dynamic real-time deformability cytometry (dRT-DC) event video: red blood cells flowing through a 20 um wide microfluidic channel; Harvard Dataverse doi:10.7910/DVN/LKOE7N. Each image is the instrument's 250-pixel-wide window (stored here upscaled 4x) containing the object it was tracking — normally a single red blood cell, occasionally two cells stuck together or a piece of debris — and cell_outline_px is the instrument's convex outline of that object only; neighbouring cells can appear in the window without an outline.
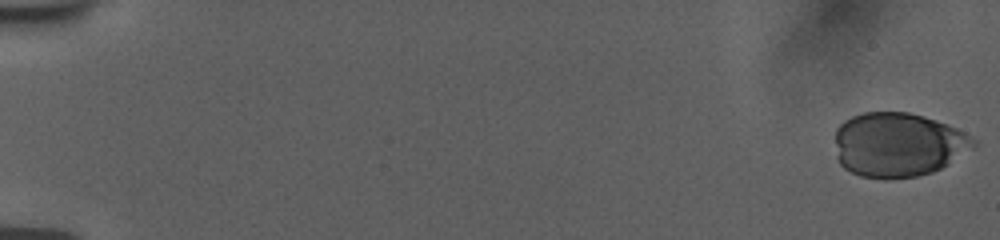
{"species": "human", "species_latin": "Homo sapiens", "temperature_condition": "room temperature", "stored_images_in_passage": 51, "camera_frame_rate_fps": 3000, "um_per_image_px": 0.085, "donor": {"sex": "female"}, "frame": {"image": 1, "passage_image": 1, "time_ms": 0.0, "image_size_px": [1000, 240], "cell_outline_px": [[976, 144], [972, 148], [948, 164], [932, 172], [916, 176], [888, 180], [860, 176], [844, 168], [840, 164], [836, 156], [836, 128], [844, 120], [852, 116], [864, 112], [908, 112], [924, 116], [936, 120], [956, 128], [964, 132], [976, 140]], "centroid_in_image_um": [76.31, 12.3], "position_along_channel_um": 8.7, "area_um2": 52.02}}
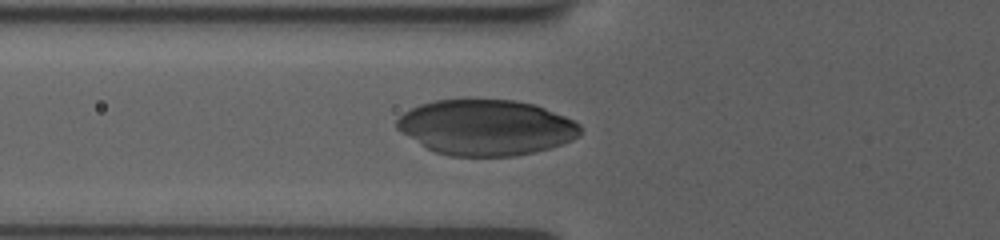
{"frame": {"image": 2, "passage_image": 22, "time_ms": 7.0, "image_size_px": [1000, 240], "cell_outline_px": [[580, 136], [572, 140], [548, 148], [516, 156], [452, 156], [436, 152], [420, 144], [396, 128], [396, 120], [404, 112], [420, 104], [436, 100], [516, 100], [532, 104], [544, 108], [564, 116], [580, 124]], "centroid_in_image_um": [41.31, 10.83], "position_along_channel_um": 84.5, "area_um2": 58.9}}
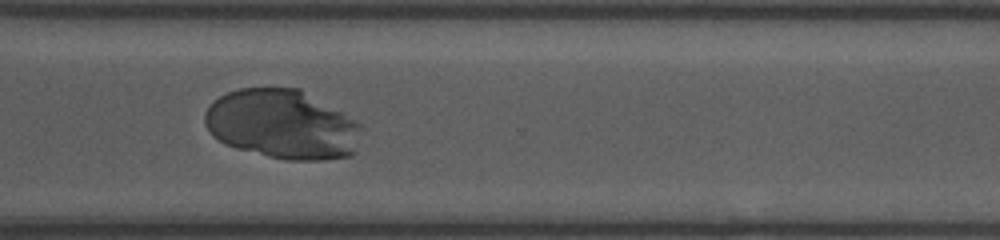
{"frame": {"image": 3, "passage_image": 43, "time_ms": 14.0, "image_size_px": [1000, 240], "cell_outline_px": [[360, 128], [352, 156], [324, 160], [284, 160], [236, 148], [224, 144], [212, 136], [204, 124], [204, 112], [220, 96], [228, 92], [240, 88], [300, 88], [344, 112], [356, 120], [360, 124]], "centroid_in_image_um": [23.97, 10.57], "position_along_channel_um": 346.6, "area_um2": 63.35}}